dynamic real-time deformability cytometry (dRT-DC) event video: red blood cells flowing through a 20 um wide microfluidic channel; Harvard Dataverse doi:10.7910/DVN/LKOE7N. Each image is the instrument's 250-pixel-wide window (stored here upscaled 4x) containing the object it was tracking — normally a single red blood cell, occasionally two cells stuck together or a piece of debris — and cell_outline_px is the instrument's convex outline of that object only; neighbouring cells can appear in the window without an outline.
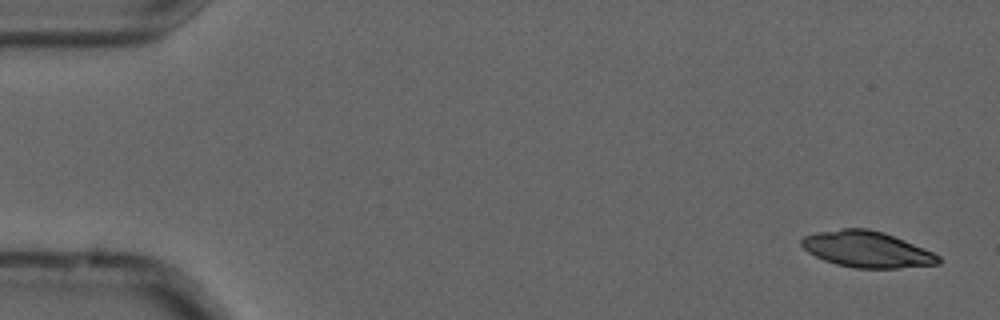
{"species": "common noctule bat (a hibernating species)", "species_latin": "Nyctalus noctula", "temperature_condition": "cold", "stored_images_in_passage": 4, "camera_frame_rate_fps": 3000, "um_per_image_px": 0.085, "animal": {"sex": "male", "forearm_length_mm": 52.5}, "frame": {"image": 1, "passage_image": 1, "time_ms": 0.0, "image_size_px": [1000, 320], "cell_outline_px": [[940, 264], [896, 268], [852, 268], [836, 264], [824, 260], [808, 252], [800, 244], [800, 240], [804, 236], [816, 232], [840, 228], [868, 228], [884, 232], [924, 248], [940, 256]], "centroid_in_image_um": [73.67, 21.19], "position_along_channel_um": 11.3, "area_um2": 28.9}}